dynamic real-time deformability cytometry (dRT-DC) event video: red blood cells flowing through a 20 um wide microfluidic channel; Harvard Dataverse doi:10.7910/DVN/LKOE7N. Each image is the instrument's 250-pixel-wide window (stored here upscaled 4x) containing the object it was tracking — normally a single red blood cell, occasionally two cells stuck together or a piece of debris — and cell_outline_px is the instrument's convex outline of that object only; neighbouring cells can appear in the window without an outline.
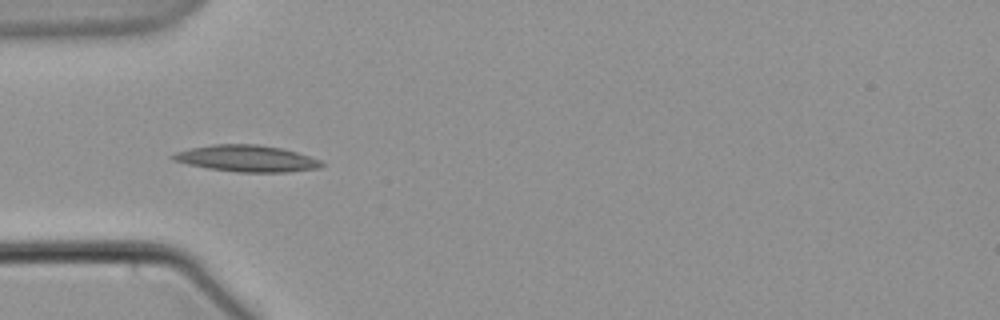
{"species": "common noctule bat (a hibernating species)", "species_latin": "Nyctalus noctula", "temperature_condition": "warm", "stored_images_in_passage": 4, "camera_frame_rate_fps": 3000, "um_per_image_px": 0.085, "animal": {"sex": "male", "body_mass_g": 21.5, "forearm_length_mm": 52.0}, "frame": {"image": 1, "passage_image": 2, "time_ms": 2.0, "image_size_px": [1000, 320], "cell_outline_px": [[324, 164], [320, 168], [288, 172], [236, 172], [208, 168], [188, 164], [172, 160], [168, 156], [176, 152], [192, 148], [212, 144], [256, 144], [280, 148], [296, 152], [320, 160]], "centroid_in_image_um": [20.95, 13.47], "position_along_channel_um": 64.1, "area_um2": 22.89}}
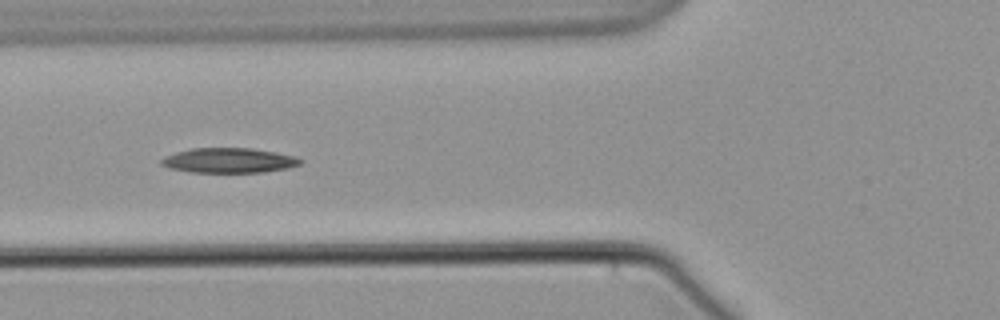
{"frame": {"image": 2, "passage_image": 3, "time_ms": 3.333, "image_size_px": [1000, 320], "cell_outline_px": [[304, 160], [300, 164], [288, 168], [264, 172], [192, 172], [168, 168], [160, 164], [160, 160], [164, 156], [176, 152], [192, 148], [252, 148], [276, 152], [296, 156]], "centroid_in_image_um": [19.46, 13.63], "position_along_channel_um": 106.3, "area_um2": 20.29}}